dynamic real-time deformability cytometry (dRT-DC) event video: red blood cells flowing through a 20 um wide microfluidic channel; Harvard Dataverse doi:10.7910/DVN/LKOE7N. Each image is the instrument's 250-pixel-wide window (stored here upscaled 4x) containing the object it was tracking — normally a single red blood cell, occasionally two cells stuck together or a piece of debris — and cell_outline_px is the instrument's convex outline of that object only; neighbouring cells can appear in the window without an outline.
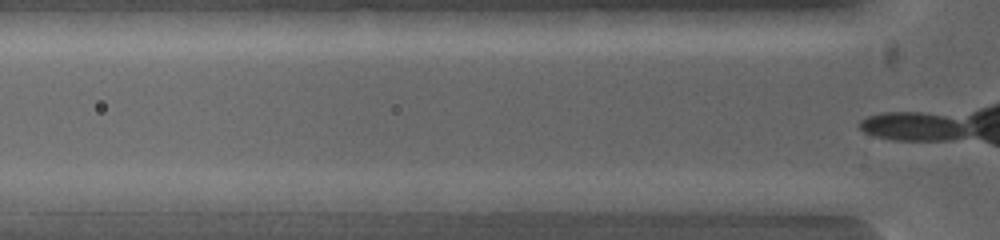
{"species": "common noctule bat (a hibernating species)", "species_latin": "Nyctalus noctula", "temperature_condition": "warm", "stored_images_in_passage": 6, "segment_of_instrument_passage": [2, 2], "camera_frame_rate_fps": 5000, "um_per_image_px": 0.085, "animal": {"sex": "female", "body_mass_g": 19.0, "forearm_length_mm": 53.3}, "frame": {"image": 1, "passage_image": 6, "time_ms": 0.6, "image_size_px": [1000, 240], "cell_outline_px": [[788, 200], [784, 216], [772, 216], [716, 208], [680, 200], [720, 192], [768, 192]], "centroid_in_image_um": [63.27, 17.21], "position_along_channel_um": 62.5, "area_um2": 12.02}}